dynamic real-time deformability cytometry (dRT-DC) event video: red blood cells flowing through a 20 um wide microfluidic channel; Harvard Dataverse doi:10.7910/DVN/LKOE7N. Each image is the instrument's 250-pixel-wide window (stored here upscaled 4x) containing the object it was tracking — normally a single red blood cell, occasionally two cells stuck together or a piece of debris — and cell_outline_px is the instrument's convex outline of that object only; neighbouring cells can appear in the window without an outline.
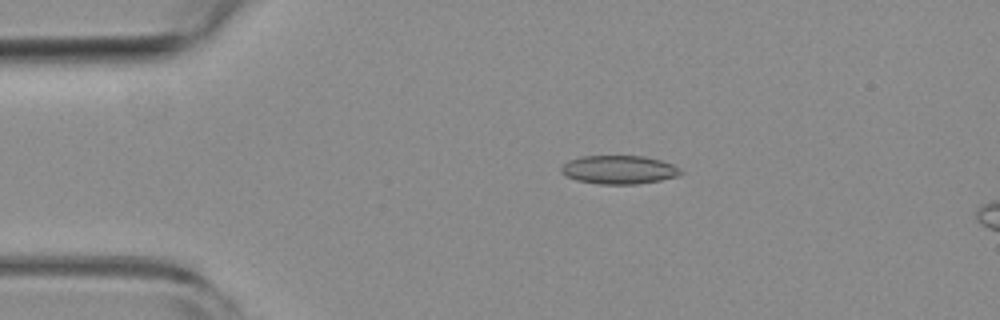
{"species": "common noctule bat (a hibernating species)", "species_latin": "Nyctalus noctula", "temperature_condition": "room temperature", "stored_images_in_passage": 7, "camera_frame_rate_fps": 3000, "um_per_image_px": 0.085, "animal": {"sex": "female", "body_mass_g": 19.3, "forearm_length_mm": 54.1}, "frame": {"image": 1, "passage_image": 2, "time_ms": 0.333, "image_size_px": [1000, 320], "cell_outline_px": [[684, 172], [676, 176], [660, 180], [636, 184], [600, 184], [576, 180], [560, 172], [560, 168], [568, 160], [580, 156], [644, 156], [660, 160], [672, 164], [680, 168]], "centroid_in_image_um": [52.6, 14.42], "position_along_channel_um": 32.4, "area_um2": 19.83}}